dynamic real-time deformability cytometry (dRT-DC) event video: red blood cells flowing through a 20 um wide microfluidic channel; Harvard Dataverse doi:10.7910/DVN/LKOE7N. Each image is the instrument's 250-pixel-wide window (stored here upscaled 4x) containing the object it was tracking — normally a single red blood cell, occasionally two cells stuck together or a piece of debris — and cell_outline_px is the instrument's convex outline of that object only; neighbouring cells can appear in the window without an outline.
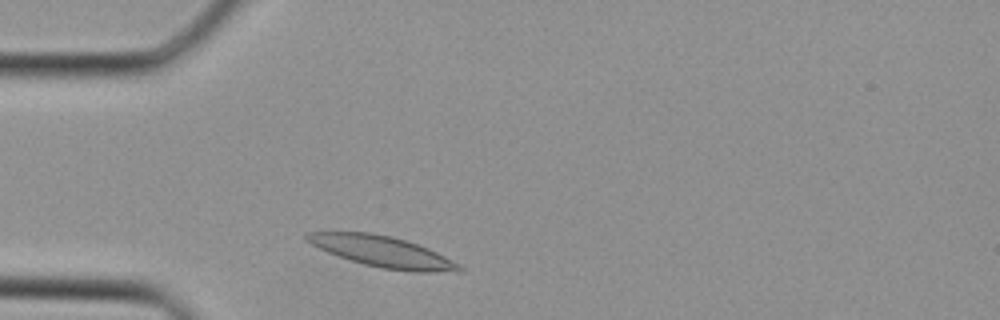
{"species": "Egyptian fruit bat (a non-hibernating species)", "species_latin": "Rousettus aegyptiacus", "temperature_condition": "cold", "stored_images_in_passage": 26, "camera_frame_rate_fps": 3000, "um_per_image_px": 0.085, "animal": {"sex": "female"}, "frame": {"image": 1, "passage_image": 2, "time_ms": 0.333, "image_size_px": [1000, 320], "cell_outline_px": [[464, 272], [412, 272], [380, 268], [364, 264], [328, 252], [304, 240], [304, 232], [372, 232], [404, 240], [428, 248], [460, 264], [464, 268]], "centroid_in_image_um": [32.54, 21.4], "position_along_channel_um": 52.5, "area_um2": 27.4}}
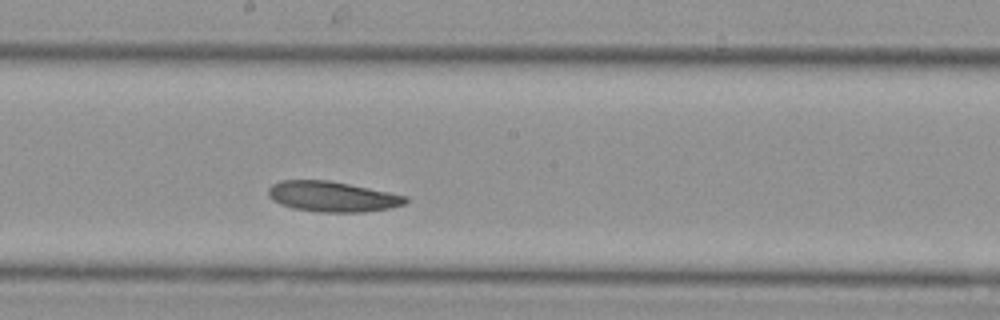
{"frame": {"image": 2, "passage_image": 12, "time_ms": 3.667, "image_size_px": [1000, 320], "cell_outline_px": [[408, 200], [404, 204], [388, 208], [364, 212], [320, 212], [292, 208], [280, 204], [272, 200], [268, 196], [268, 188], [272, 184], [280, 180], [328, 180], [408, 196]], "centroid_in_image_um": [28.2, 16.71], "position_along_channel_um": 220.0, "area_um2": 24.22}}
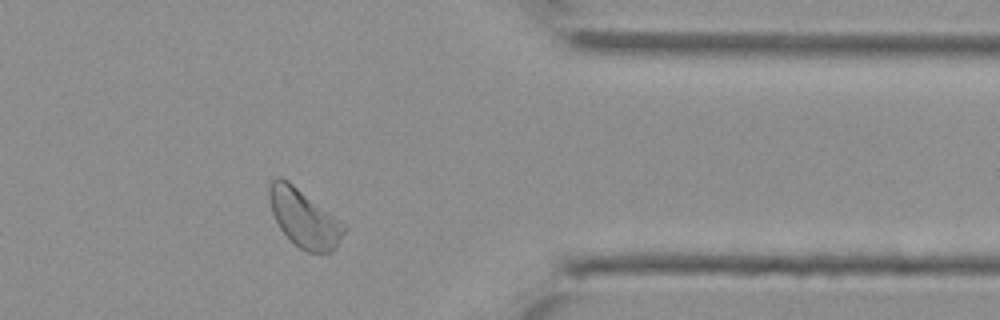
{"frame": {"image": 3, "passage_image": 22, "time_ms": 7.0, "image_size_px": [1000, 320], "cell_outline_px": [[348, 228], [336, 248], [332, 252], [308, 252], [300, 248], [280, 228], [272, 212], [268, 196], [268, 188], [272, 180], [276, 176], [280, 176], [288, 180], [340, 220]], "centroid_in_image_um": [25.85, 18.53], "position_along_channel_um": 385.5, "area_um2": 25.09}}